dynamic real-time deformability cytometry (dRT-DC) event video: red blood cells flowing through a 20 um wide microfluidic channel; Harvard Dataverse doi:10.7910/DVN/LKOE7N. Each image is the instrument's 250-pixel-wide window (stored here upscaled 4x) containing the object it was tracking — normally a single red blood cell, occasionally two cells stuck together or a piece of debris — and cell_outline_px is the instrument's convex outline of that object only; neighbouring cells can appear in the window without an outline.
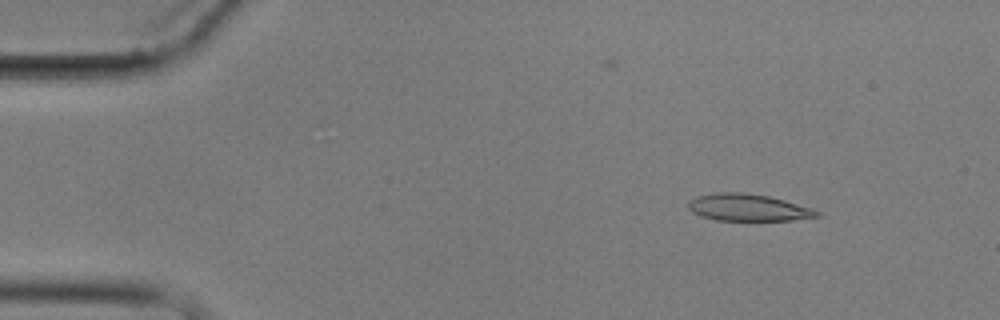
{"species": "common noctule bat (a hibernating species)", "species_latin": "Nyctalus noctula", "temperature_condition": "cold", "stored_images_in_passage": 10, "camera_frame_rate_fps": 3000, "um_per_image_px": 0.085, "animal": {"sex": "male", "body_mass_g": 17.9}, "frame": {"image": 1, "passage_image": 1, "time_ms": 0.0, "image_size_px": [1000, 320], "cell_outline_px": [[820, 216], [792, 220], [716, 220], [700, 216], [692, 212], [688, 208], [688, 200], [696, 196], [716, 192], [740, 192], [768, 196], [784, 200], [812, 208], [820, 212]], "centroid_in_image_um": [63.55, 17.63], "position_along_channel_um": 21.5, "area_um2": 20.23}}
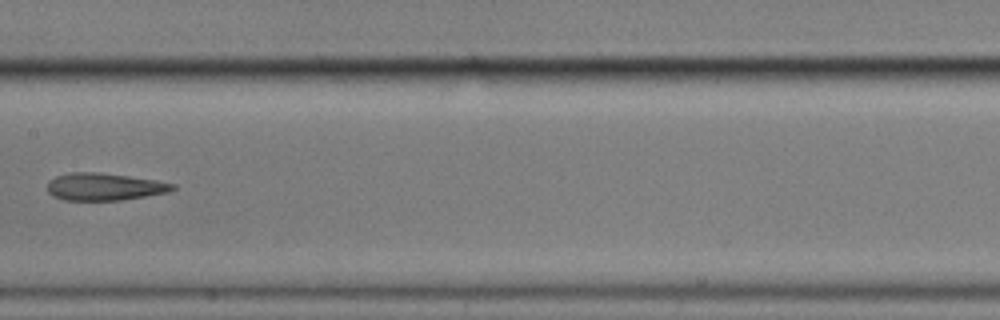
{"frame": {"image": 2, "passage_image": 7, "time_ms": 7.333, "image_size_px": [1000, 320], "cell_outline_px": [[176, 188], [168, 192], [120, 200], [64, 200], [52, 196], [48, 192], [48, 180], [56, 176], [72, 172], [96, 172], [128, 176], [156, 180], [176, 184]], "centroid_in_image_um": [8.85, 15.87], "position_along_channel_um": 198.6, "area_um2": 19.88}}
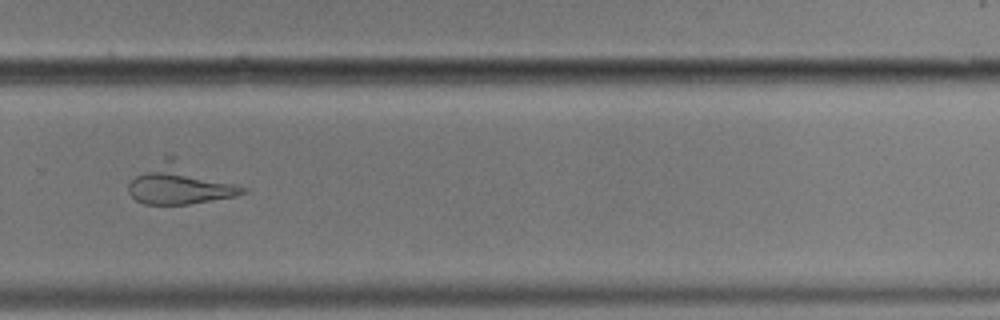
{"frame": {"image": 3, "passage_image": 10, "time_ms": 10.667, "image_size_px": [1000, 320], "cell_outline_px": [[248, 192], [236, 196], [188, 204], [144, 204], [136, 200], [128, 192], [128, 184], [136, 176], [168, 152], [248, 188]], "centroid_in_image_um": [15.36, 15.6], "position_along_channel_um": 314.4, "area_um2": 27.46}}